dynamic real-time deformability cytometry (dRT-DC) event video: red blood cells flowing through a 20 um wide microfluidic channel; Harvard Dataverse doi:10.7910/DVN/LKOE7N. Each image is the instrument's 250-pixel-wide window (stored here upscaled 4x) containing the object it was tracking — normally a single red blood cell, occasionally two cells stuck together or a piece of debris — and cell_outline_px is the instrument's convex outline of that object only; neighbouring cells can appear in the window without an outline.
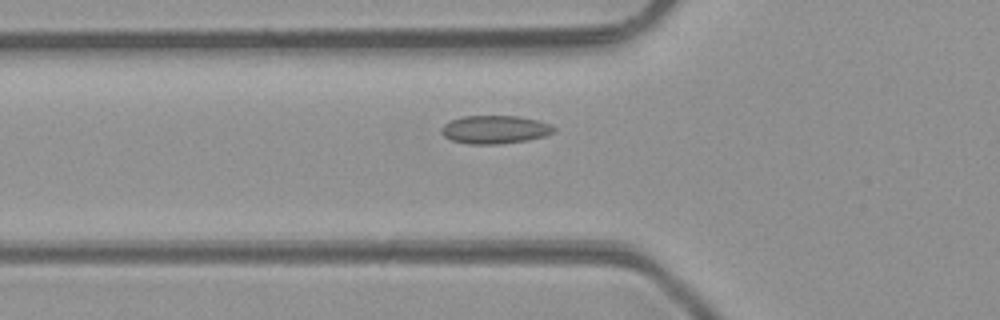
{"species": "common noctule bat (a hibernating species)", "species_latin": "Nyctalus noctula", "temperature_condition": "room temperature", "stored_images_in_passage": 46, "camera_frame_rate_fps": 3000, "um_per_image_px": 0.085, "animal": {"sex": "male", "body_mass_g": 23.1, "forearm_length_mm": 52.7}, "frame": {"image": 1, "passage_image": 14, "time_ms": 4.333, "image_size_px": [1000, 320], "cell_outline_px": [[556, 132], [544, 136], [528, 140], [496, 144], [468, 144], [452, 140], [444, 136], [440, 132], [440, 128], [444, 124], [460, 116], [520, 116], [536, 120], [548, 124], [556, 128]], "centroid_in_image_um": [42.05, 11.01], "position_along_channel_um": 83.8, "area_um2": 18.5}}
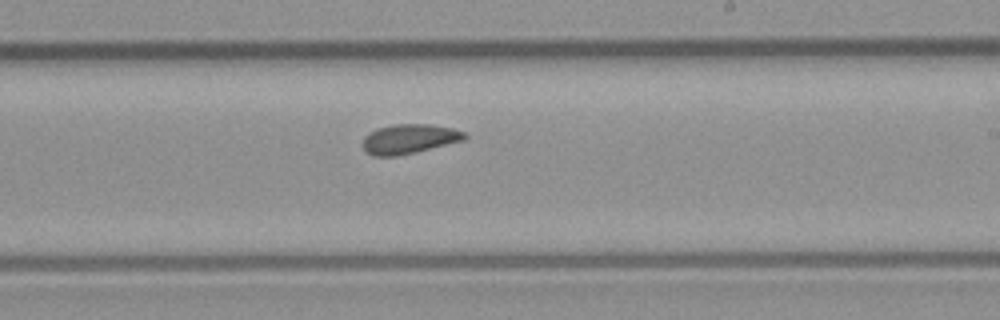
{"frame": {"image": 2, "passage_image": 26, "time_ms": 8.333, "image_size_px": [1000, 320], "cell_outline_px": [[468, 136], [464, 140], [416, 152], [396, 156], [372, 156], [364, 152], [360, 144], [364, 136], [368, 132], [376, 128], [392, 124], [428, 124], [452, 128], [464, 132]], "centroid_in_image_um": [34.7, 11.81], "position_along_channel_um": 254.3, "area_um2": 17.86}}
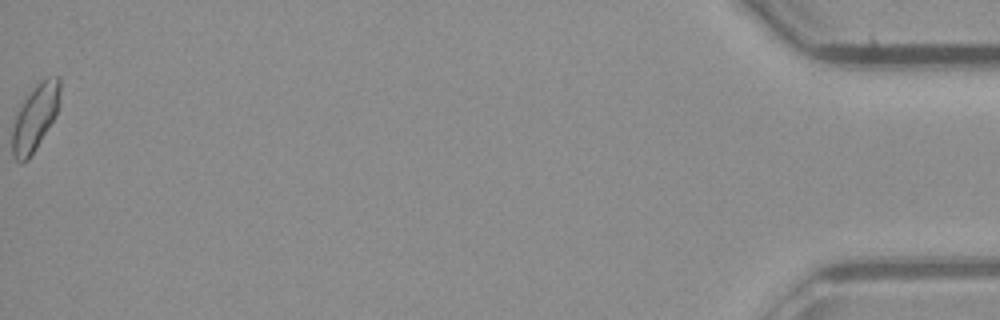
{"frame": {"image": 3, "passage_image": 46, "time_ms": 15.0, "image_size_px": [1000, 320], "cell_outline_px": [[60, 92], [56, 116], [36, 148], [28, 160], [16, 160], [12, 156], [12, 128], [16, 112], [20, 104], [36, 84], [40, 80], [48, 76], [60, 76]], "centroid_in_image_um": [2.98, 9.95], "position_along_channel_um": 432.2, "area_um2": 18.5}, "authors_computed_cell_mechanics": {"area_um2": 17.5134, "velocity_mm_per_s": 4.2386, "shape_relaxation_time_tau1_ms": null, "shape_relaxation_time_tau2_ms": 2.3627, "deformation_change_tau1": null, "deformation_change_tau2": 0.063}}